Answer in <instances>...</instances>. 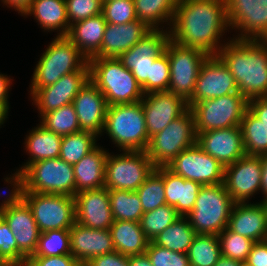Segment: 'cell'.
Returning <instances> with one entry per match:
<instances>
[{
    "label": "cell",
    "instance_id": "6da1fadb",
    "mask_svg": "<svg viewBox=\"0 0 267 266\" xmlns=\"http://www.w3.org/2000/svg\"><path fill=\"white\" fill-rule=\"evenodd\" d=\"M229 26L226 0H178L170 39L216 56L220 37Z\"/></svg>",
    "mask_w": 267,
    "mask_h": 266
},
{
    "label": "cell",
    "instance_id": "7a4b0ae2",
    "mask_svg": "<svg viewBox=\"0 0 267 266\" xmlns=\"http://www.w3.org/2000/svg\"><path fill=\"white\" fill-rule=\"evenodd\" d=\"M247 100L267 97V40L231 39L216 55Z\"/></svg>",
    "mask_w": 267,
    "mask_h": 266
},
{
    "label": "cell",
    "instance_id": "3957f363",
    "mask_svg": "<svg viewBox=\"0 0 267 266\" xmlns=\"http://www.w3.org/2000/svg\"><path fill=\"white\" fill-rule=\"evenodd\" d=\"M90 81L103 93L108 106L141 101L144 92L118 58H90Z\"/></svg>",
    "mask_w": 267,
    "mask_h": 266
},
{
    "label": "cell",
    "instance_id": "277c9868",
    "mask_svg": "<svg viewBox=\"0 0 267 266\" xmlns=\"http://www.w3.org/2000/svg\"><path fill=\"white\" fill-rule=\"evenodd\" d=\"M88 63V58L66 36L57 35L35 67L30 94L56 83L66 74L83 69Z\"/></svg>",
    "mask_w": 267,
    "mask_h": 266
},
{
    "label": "cell",
    "instance_id": "5b68a950",
    "mask_svg": "<svg viewBox=\"0 0 267 266\" xmlns=\"http://www.w3.org/2000/svg\"><path fill=\"white\" fill-rule=\"evenodd\" d=\"M104 131L123 151H146L150 138L142 102L108 106Z\"/></svg>",
    "mask_w": 267,
    "mask_h": 266
},
{
    "label": "cell",
    "instance_id": "8992f818",
    "mask_svg": "<svg viewBox=\"0 0 267 266\" xmlns=\"http://www.w3.org/2000/svg\"><path fill=\"white\" fill-rule=\"evenodd\" d=\"M17 192L75 196L73 165L61 158L30 164L19 176Z\"/></svg>",
    "mask_w": 267,
    "mask_h": 266
},
{
    "label": "cell",
    "instance_id": "52a82bcc",
    "mask_svg": "<svg viewBox=\"0 0 267 266\" xmlns=\"http://www.w3.org/2000/svg\"><path fill=\"white\" fill-rule=\"evenodd\" d=\"M234 204L223 183L204 185L186 217L196 234L218 235L227 228Z\"/></svg>",
    "mask_w": 267,
    "mask_h": 266
},
{
    "label": "cell",
    "instance_id": "ba28073f",
    "mask_svg": "<svg viewBox=\"0 0 267 266\" xmlns=\"http://www.w3.org/2000/svg\"><path fill=\"white\" fill-rule=\"evenodd\" d=\"M196 142L195 119L189 108L181 117L150 137L146 154L156 168L167 167L177 155Z\"/></svg>",
    "mask_w": 267,
    "mask_h": 266
},
{
    "label": "cell",
    "instance_id": "9c48e42d",
    "mask_svg": "<svg viewBox=\"0 0 267 266\" xmlns=\"http://www.w3.org/2000/svg\"><path fill=\"white\" fill-rule=\"evenodd\" d=\"M5 178V182L13 185V189L2 201L0 217L10 227L18 248L27 256L34 254L40 236V231L34 220L33 212L28 204L17 194L18 176ZM11 179V180H10Z\"/></svg>",
    "mask_w": 267,
    "mask_h": 266
},
{
    "label": "cell",
    "instance_id": "30bf717a",
    "mask_svg": "<svg viewBox=\"0 0 267 266\" xmlns=\"http://www.w3.org/2000/svg\"><path fill=\"white\" fill-rule=\"evenodd\" d=\"M248 100L239 92L203 100L190 107L196 133L240 126Z\"/></svg>",
    "mask_w": 267,
    "mask_h": 266
},
{
    "label": "cell",
    "instance_id": "8fae6325",
    "mask_svg": "<svg viewBox=\"0 0 267 266\" xmlns=\"http://www.w3.org/2000/svg\"><path fill=\"white\" fill-rule=\"evenodd\" d=\"M108 156L105 164V184L108 190L136 191L156 168L146 151H123Z\"/></svg>",
    "mask_w": 267,
    "mask_h": 266
},
{
    "label": "cell",
    "instance_id": "7c38bea8",
    "mask_svg": "<svg viewBox=\"0 0 267 266\" xmlns=\"http://www.w3.org/2000/svg\"><path fill=\"white\" fill-rule=\"evenodd\" d=\"M28 204L41 233L49 230L70 229L76 222L75 198L34 192H17Z\"/></svg>",
    "mask_w": 267,
    "mask_h": 266
},
{
    "label": "cell",
    "instance_id": "4fadbf2b",
    "mask_svg": "<svg viewBox=\"0 0 267 266\" xmlns=\"http://www.w3.org/2000/svg\"><path fill=\"white\" fill-rule=\"evenodd\" d=\"M165 52L170 66L168 91L188 102L194 93L201 66L209 55L199 49L179 45L171 39Z\"/></svg>",
    "mask_w": 267,
    "mask_h": 266
},
{
    "label": "cell",
    "instance_id": "5bb4252c",
    "mask_svg": "<svg viewBox=\"0 0 267 266\" xmlns=\"http://www.w3.org/2000/svg\"><path fill=\"white\" fill-rule=\"evenodd\" d=\"M169 40V30L168 32L163 29L151 30L132 48L118 57L141 85L144 94L150 93L151 65L165 52Z\"/></svg>",
    "mask_w": 267,
    "mask_h": 266
},
{
    "label": "cell",
    "instance_id": "9a60e30c",
    "mask_svg": "<svg viewBox=\"0 0 267 266\" xmlns=\"http://www.w3.org/2000/svg\"><path fill=\"white\" fill-rule=\"evenodd\" d=\"M167 168L186 180L204 185L223 183L225 167L197 144L183 150Z\"/></svg>",
    "mask_w": 267,
    "mask_h": 266
},
{
    "label": "cell",
    "instance_id": "2e32d148",
    "mask_svg": "<svg viewBox=\"0 0 267 266\" xmlns=\"http://www.w3.org/2000/svg\"><path fill=\"white\" fill-rule=\"evenodd\" d=\"M226 9L229 26L241 31L234 39L267 40V0H226Z\"/></svg>",
    "mask_w": 267,
    "mask_h": 266
},
{
    "label": "cell",
    "instance_id": "e0dca14e",
    "mask_svg": "<svg viewBox=\"0 0 267 266\" xmlns=\"http://www.w3.org/2000/svg\"><path fill=\"white\" fill-rule=\"evenodd\" d=\"M261 156L245 155L225 166L223 184L235 203H246L253 194L261 191Z\"/></svg>",
    "mask_w": 267,
    "mask_h": 266
},
{
    "label": "cell",
    "instance_id": "ac0fdd59",
    "mask_svg": "<svg viewBox=\"0 0 267 266\" xmlns=\"http://www.w3.org/2000/svg\"><path fill=\"white\" fill-rule=\"evenodd\" d=\"M239 92L235 78L217 56H209L202 64L189 108L203 100Z\"/></svg>",
    "mask_w": 267,
    "mask_h": 266
},
{
    "label": "cell",
    "instance_id": "d6986e66",
    "mask_svg": "<svg viewBox=\"0 0 267 266\" xmlns=\"http://www.w3.org/2000/svg\"><path fill=\"white\" fill-rule=\"evenodd\" d=\"M90 80L89 63L81 70L62 76L56 83L39 88L32 99L40 111V116L71 104L79 91Z\"/></svg>",
    "mask_w": 267,
    "mask_h": 266
},
{
    "label": "cell",
    "instance_id": "ffe728a7",
    "mask_svg": "<svg viewBox=\"0 0 267 266\" xmlns=\"http://www.w3.org/2000/svg\"><path fill=\"white\" fill-rule=\"evenodd\" d=\"M141 102L149 138L189 109L186 100L169 91L145 94Z\"/></svg>",
    "mask_w": 267,
    "mask_h": 266
},
{
    "label": "cell",
    "instance_id": "44dd1931",
    "mask_svg": "<svg viewBox=\"0 0 267 266\" xmlns=\"http://www.w3.org/2000/svg\"><path fill=\"white\" fill-rule=\"evenodd\" d=\"M196 144L224 167L246 155L239 126L200 132Z\"/></svg>",
    "mask_w": 267,
    "mask_h": 266
},
{
    "label": "cell",
    "instance_id": "7402d4cb",
    "mask_svg": "<svg viewBox=\"0 0 267 266\" xmlns=\"http://www.w3.org/2000/svg\"><path fill=\"white\" fill-rule=\"evenodd\" d=\"M74 198L76 223L92 229H110L114 219L107 188L81 191Z\"/></svg>",
    "mask_w": 267,
    "mask_h": 266
},
{
    "label": "cell",
    "instance_id": "603a6c76",
    "mask_svg": "<svg viewBox=\"0 0 267 266\" xmlns=\"http://www.w3.org/2000/svg\"><path fill=\"white\" fill-rule=\"evenodd\" d=\"M81 131L102 135L108 104L103 93L89 80L72 102Z\"/></svg>",
    "mask_w": 267,
    "mask_h": 266
},
{
    "label": "cell",
    "instance_id": "cb8c5ba5",
    "mask_svg": "<svg viewBox=\"0 0 267 266\" xmlns=\"http://www.w3.org/2000/svg\"><path fill=\"white\" fill-rule=\"evenodd\" d=\"M69 233L70 252L82 266L93 257L115 251L110 229H92L75 222Z\"/></svg>",
    "mask_w": 267,
    "mask_h": 266
},
{
    "label": "cell",
    "instance_id": "d4e9b609",
    "mask_svg": "<svg viewBox=\"0 0 267 266\" xmlns=\"http://www.w3.org/2000/svg\"><path fill=\"white\" fill-rule=\"evenodd\" d=\"M151 30L139 20L119 25L107 23L100 50L92 58H118Z\"/></svg>",
    "mask_w": 267,
    "mask_h": 266
},
{
    "label": "cell",
    "instance_id": "484cf974",
    "mask_svg": "<svg viewBox=\"0 0 267 266\" xmlns=\"http://www.w3.org/2000/svg\"><path fill=\"white\" fill-rule=\"evenodd\" d=\"M254 242L267 240V203H235L227 226Z\"/></svg>",
    "mask_w": 267,
    "mask_h": 266
},
{
    "label": "cell",
    "instance_id": "4316f807",
    "mask_svg": "<svg viewBox=\"0 0 267 266\" xmlns=\"http://www.w3.org/2000/svg\"><path fill=\"white\" fill-rule=\"evenodd\" d=\"M108 153L97 146L78 163L73 164L75 176V195L81 191L104 187L105 164Z\"/></svg>",
    "mask_w": 267,
    "mask_h": 266
},
{
    "label": "cell",
    "instance_id": "83f0119b",
    "mask_svg": "<svg viewBox=\"0 0 267 266\" xmlns=\"http://www.w3.org/2000/svg\"><path fill=\"white\" fill-rule=\"evenodd\" d=\"M106 25L101 13L70 25L66 37L89 60L100 50Z\"/></svg>",
    "mask_w": 267,
    "mask_h": 266
},
{
    "label": "cell",
    "instance_id": "f1b7e54d",
    "mask_svg": "<svg viewBox=\"0 0 267 266\" xmlns=\"http://www.w3.org/2000/svg\"><path fill=\"white\" fill-rule=\"evenodd\" d=\"M164 187L166 203L174 207L181 216H187L194 208L202 185L186 180L164 167Z\"/></svg>",
    "mask_w": 267,
    "mask_h": 266
},
{
    "label": "cell",
    "instance_id": "f546056e",
    "mask_svg": "<svg viewBox=\"0 0 267 266\" xmlns=\"http://www.w3.org/2000/svg\"><path fill=\"white\" fill-rule=\"evenodd\" d=\"M115 251L126 256L146 253L149 240L139 222L114 220L110 227Z\"/></svg>",
    "mask_w": 267,
    "mask_h": 266
},
{
    "label": "cell",
    "instance_id": "4dcf8cb0",
    "mask_svg": "<svg viewBox=\"0 0 267 266\" xmlns=\"http://www.w3.org/2000/svg\"><path fill=\"white\" fill-rule=\"evenodd\" d=\"M62 136L48 131L41 124L29 132L26 137L25 149L30 154V160L15 172L19 176L30 164L44 159L60 156Z\"/></svg>",
    "mask_w": 267,
    "mask_h": 266
},
{
    "label": "cell",
    "instance_id": "1f68e13d",
    "mask_svg": "<svg viewBox=\"0 0 267 266\" xmlns=\"http://www.w3.org/2000/svg\"><path fill=\"white\" fill-rule=\"evenodd\" d=\"M44 30H57L58 36H66L70 24L67 18L65 0H33L25 15H32Z\"/></svg>",
    "mask_w": 267,
    "mask_h": 266
},
{
    "label": "cell",
    "instance_id": "d6a6232c",
    "mask_svg": "<svg viewBox=\"0 0 267 266\" xmlns=\"http://www.w3.org/2000/svg\"><path fill=\"white\" fill-rule=\"evenodd\" d=\"M137 20L144 22L150 29H160L161 22L173 24L178 0H133ZM172 22V23H171ZM158 25V26H157Z\"/></svg>",
    "mask_w": 267,
    "mask_h": 266
},
{
    "label": "cell",
    "instance_id": "836d02e7",
    "mask_svg": "<svg viewBox=\"0 0 267 266\" xmlns=\"http://www.w3.org/2000/svg\"><path fill=\"white\" fill-rule=\"evenodd\" d=\"M196 235L188 218L181 216L158 234L152 242L171 251L187 254Z\"/></svg>",
    "mask_w": 267,
    "mask_h": 266
},
{
    "label": "cell",
    "instance_id": "e575fe53",
    "mask_svg": "<svg viewBox=\"0 0 267 266\" xmlns=\"http://www.w3.org/2000/svg\"><path fill=\"white\" fill-rule=\"evenodd\" d=\"M239 127L246 155H267V125L247 109Z\"/></svg>",
    "mask_w": 267,
    "mask_h": 266
},
{
    "label": "cell",
    "instance_id": "d590c367",
    "mask_svg": "<svg viewBox=\"0 0 267 266\" xmlns=\"http://www.w3.org/2000/svg\"><path fill=\"white\" fill-rule=\"evenodd\" d=\"M114 220L139 222L144 214L136 191L108 190Z\"/></svg>",
    "mask_w": 267,
    "mask_h": 266
},
{
    "label": "cell",
    "instance_id": "8d00e7d4",
    "mask_svg": "<svg viewBox=\"0 0 267 266\" xmlns=\"http://www.w3.org/2000/svg\"><path fill=\"white\" fill-rule=\"evenodd\" d=\"M187 256L190 266H214L222 256L218 235L197 234Z\"/></svg>",
    "mask_w": 267,
    "mask_h": 266
},
{
    "label": "cell",
    "instance_id": "74e56055",
    "mask_svg": "<svg viewBox=\"0 0 267 266\" xmlns=\"http://www.w3.org/2000/svg\"><path fill=\"white\" fill-rule=\"evenodd\" d=\"M96 137V134L88 131L62 136L59 158L72 165L78 163L98 146Z\"/></svg>",
    "mask_w": 267,
    "mask_h": 266
},
{
    "label": "cell",
    "instance_id": "f35d334b",
    "mask_svg": "<svg viewBox=\"0 0 267 266\" xmlns=\"http://www.w3.org/2000/svg\"><path fill=\"white\" fill-rule=\"evenodd\" d=\"M136 192L139 195L144 213L167 204L164 167L155 168Z\"/></svg>",
    "mask_w": 267,
    "mask_h": 266
},
{
    "label": "cell",
    "instance_id": "ab89813d",
    "mask_svg": "<svg viewBox=\"0 0 267 266\" xmlns=\"http://www.w3.org/2000/svg\"><path fill=\"white\" fill-rule=\"evenodd\" d=\"M41 125L48 131L60 136L81 131L73 104L62 106L43 114Z\"/></svg>",
    "mask_w": 267,
    "mask_h": 266
},
{
    "label": "cell",
    "instance_id": "60d3db41",
    "mask_svg": "<svg viewBox=\"0 0 267 266\" xmlns=\"http://www.w3.org/2000/svg\"><path fill=\"white\" fill-rule=\"evenodd\" d=\"M180 217L181 215L174 207L165 204L154 210L145 212L139 223L146 238L151 242L158 234Z\"/></svg>",
    "mask_w": 267,
    "mask_h": 266
},
{
    "label": "cell",
    "instance_id": "b9f144b4",
    "mask_svg": "<svg viewBox=\"0 0 267 266\" xmlns=\"http://www.w3.org/2000/svg\"><path fill=\"white\" fill-rule=\"evenodd\" d=\"M71 254L69 229L40 233L37 248L31 256H59Z\"/></svg>",
    "mask_w": 267,
    "mask_h": 266
},
{
    "label": "cell",
    "instance_id": "7bdbcfd3",
    "mask_svg": "<svg viewBox=\"0 0 267 266\" xmlns=\"http://www.w3.org/2000/svg\"><path fill=\"white\" fill-rule=\"evenodd\" d=\"M222 256L247 261L252 245L251 239L232 232L228 227L218 234Z\"/></svg>",
    "mask_w": 267,
    "mask_h": 266
},
{
    "label": "cell",
    "instance_id": "ee69618b",
    "mask_svg": "<svg viewBox=\"0 0 267 266\" xmlns=\"http://www.w3.org/2000/svg\"><path fill=\"white\" fill-rule=\"evenodd\" d=\"M27 258L18 248L10 227L0 217V266H24Z\"/></svg>",
    "mask_w": 267,
    "mask_h": 266
},
{
    "label": "cell",
    "instance_id": "f6af8a7d",
    "mask_svg": "<svg viewBox=\"0 0 267 266\" xmlns=\"http://www.w3.org/2000/svg\"><path fill=\"white\" fill-rule=\"evenodd\" d=\"M102 14L107 23L117 25L137 20L133 0L103 1Z\"/></svg>",
    "mask_w": 267,
    "mask_h": 266
},
{
    "label": "cell",
    "instance_id": "bcb514c9",
    "mask_svg": "<svg viewBox=\"0 0 267 266\" xmlns=\"http://www.w3.org/2000/svg\"><path fill=\"white\" fill-rule=\"evenodd\" d=\"M146 254L153 266H190L186 253L171 251L152 241L148 244Z\"/></svg>",
    "mask_w": 267,
    "mask_h": 266
},
{
    "label": "cell",
    "instance_id": "7dc6e473",
    "mask_svg": "<svg viewBox=\"0 0 267 266\" xmlns=\"http://www.w3.org/2000/svg\"><path fill=\"white\" fill-rule=\"evenodd\" d=\"M65 4L70 25L102 13V0H65Z\"/></svg>",
    "mask_w": 267,
    "mask_h": 266
},
{
    "label": "cell",
    "instance_id": "c3c4849f",
    "mask_svg": "<svg viewBox=\"0 0 267 266\" xmlns=\"http://www.w3.org/2000/svg\"><path fill=\"white\" fill-rule=\"evenodd\" d=\"M170 66L166 52L156 58L150 70V93L168 91Z\"/></svg>",
    "mask_w": 267,
    "mask_h": 266
},
{
    "label": "cell",
    "instance_id": "681fc988",
    "mask_svg": "<svg viewBox=\"0 0 267 266\" xmlns=\"http://www.w3.org/2000/svg\"><path fill=\"white\" fill-rule=\"evenodd\" d=\"M24 266H82L72 254L59 256H29Z\"/></svg>",
    "mask_w": 267,
    "mask_h": 266
},
{
    "label": "cell",
    "instance_id": "f907efd6",
    "mask_svg": "<svg viewBox=\"0 0 267 266\" xmlns=\"http://www.w3.org/2000/svg\"><path fill=\"white\" fill-rule=\"evenodd\" d=\"M83 266H129V256L114 251L93 257Z\"/></svg>",
    "mask_w": 267,
    "mask_h": 266
},
{
    "label": "cell",
    "instance_id": "816d5d0a",
    "mask_svg": "<svg viewBox=\"0 0 267 266\" xmlns=\"http://www.w3.org/2000/svg\"><path fill=\"white\" fill-rule=\"evenodd\" d=\"M247 261L252 266H267V240L252 245Z\"/></svg>",
    "mask_w": 267,
    "mask_h": 266
},
{
    "label": "cell",
    "instance_id": "f5cc1de1",
    "mask_svg": "<svg viewBox=\"0 0 267 266\" xmlns=\"http://www.w3.org/2000/svg\"><path fill=\"white\" fill-rule=\"evenodd\" d=\"M248 110L267 125V97H256L248 100Z\"/></svg>",
    "mask_w": 267,
    "mask_h": 266
},
{
    "label": "cell",
    "instance_id": "db71d44e",
    "mask_svg": "<svg viewBox=\"0 0 267 266\" xmlns=\"http://www.w3.org/2000/svg\"><path fill=\"white\" fill-rule=\"evenodd\" d=\"M10 78L7 75L0 74V104L9 110L8 89L10 88Z\"/></svg>",
    "mask_w": 267,
    "mask_h": 266
},
{
    "label": "cell",
    "instance_id": "11a10c76",
    "mask_svg": "<svg viewBox=\"0 0 267 266\" xmlns=\"http://www.w3.org/2000/svg\"><path fill=\"white\" fill-rule=\"evenodd\" d=\"M33 0H2V2L8 7L14 8L18 13L23 14V16L28 12L31 7Z\"/></svg>",
    "mask_w": 267,
    "mask_h": 266
},
{
    "label": "cell",
    "instance_id": "9f6ffc18",
    "mask_svg": "<svg viewBox=\"0 0 267 266\" xmlns=\"http://www.w3.org/2000/svg\"><path fill=\"white\" fill-rule=\"evenodd\" d=\"M262 164V179H261V192L264 195V202H267V155L261 156Z\"/></svg>",
    "mask_w": 267,
    "mask_h": 266
},
{
    "label": "cell",
    "instance_id": "6f0895ef",
    "mask_svg": "<svg viewBox=\"0 0 267 266\" xmlns=\"http://www.w3.org/2000/svg\"><path fill=\"white\" fill-rule=\"evenodd\" d=\"M129 266H153L147 254L129 256Z\"/></svg>",
    "mask_w": 267,
    "mask_h": 266
},
{
    "label": "cell",
    "instance_id": "680465c9",
    "mask_svg": "<svg viewBox=\"0 0 267 266\" xmlns=\"http://www.w3.org/2000/svg\"><path fill=\"white\" fill-rule=\"evenodd\" d=\"M240 262L239 260L221 256L214 266H240Z\"/></svg>",
    "mask_w": 267,
    "mask_h": 266
},
{
    "label": "cell",
    "instance_id": "91938a15",
    "mask_svg": "<svg viewBox=\"0 0 267 266\" xmlns=\"http://www.w3.org/2000/svg\"><path fill=\"white\" fill-rule=\"evenodd\" d=\"M7 116L8 110L2 104H0V126L4 123Z\"/></svg>",
    "mask_w": 267,
    "mask_h": 266
},
{
    "label": "cell",
    "instance_id": "94428289",
    "mask_svg": "<svg viewBox=\"0 0 267 266\" xmlns=\"http://www.w3.org/2000/svg\"><path fill=\"white\" fill-rule=\"evenodd\" d=\"M240 266H252L248 261H241Z\"/></svg>",
    "mask_w": 267,
    "mask_h": 266
}]
</instances>
